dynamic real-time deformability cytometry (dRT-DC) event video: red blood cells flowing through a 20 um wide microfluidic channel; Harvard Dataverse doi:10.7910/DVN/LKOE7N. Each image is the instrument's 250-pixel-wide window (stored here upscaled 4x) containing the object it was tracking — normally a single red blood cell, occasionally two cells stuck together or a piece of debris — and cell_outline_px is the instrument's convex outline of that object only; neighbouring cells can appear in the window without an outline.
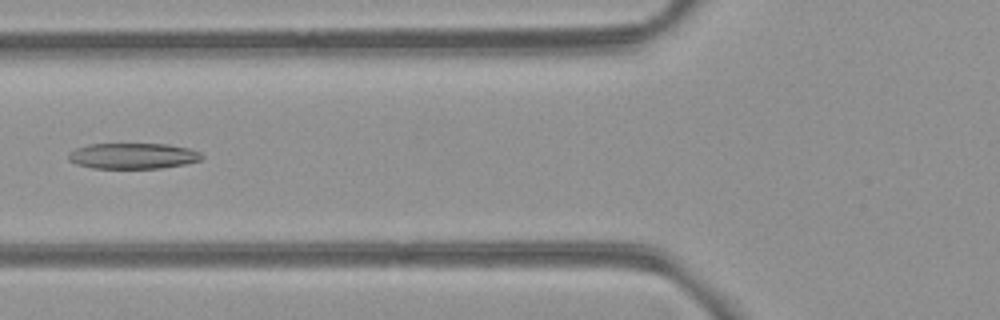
{"species": "common noctule bat (a hibernating species)", "species_latin": "Nyctalus noctula", "temperature_condition": "room temperature", "stored_images_in_passage": 6, "camera_frame_rate_fps": 3000, "um_per_image_px": 0.085, "animal": {"sex": "female", "body_mass_g": 21.9}, "frame": {"image": 1, "passage_image": 5, "time_ms": 5.333, "image_size_px": [1000, 320], "cell_outline_px": [[204, 156], [200, 160], [184, 164], [160, 168], [92, 168], [76, 164], [68, 160], [68, 152], [76, 148], [88, 144], [168, 144], [188, 148], [200, 152]], "centroid_in_image_um": [11.27, 13.25], "position_along_channel_um": 114.5, "area_um2": 20.06}}
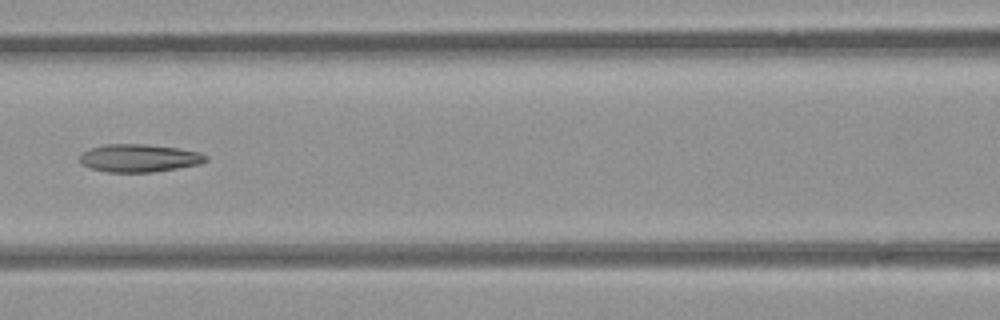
{"frame": {"image": 2, "passage_image": 6, "time_ms": 6.333, "image_size_px": [1000, 320], "cell_outline_px": [[208, 160], [200, 164], [152, 172], [108, 172], [88, 168], [80, 164], [80, 156], [84, 152], [92, 148], [104, 144], [144, 144], [176, 148], [200, 152], [208, 156]], "centroid_in_image_um": [11.82, 13.44], "position_along_channel_um": 154.8, "area_um2": 20.4}}